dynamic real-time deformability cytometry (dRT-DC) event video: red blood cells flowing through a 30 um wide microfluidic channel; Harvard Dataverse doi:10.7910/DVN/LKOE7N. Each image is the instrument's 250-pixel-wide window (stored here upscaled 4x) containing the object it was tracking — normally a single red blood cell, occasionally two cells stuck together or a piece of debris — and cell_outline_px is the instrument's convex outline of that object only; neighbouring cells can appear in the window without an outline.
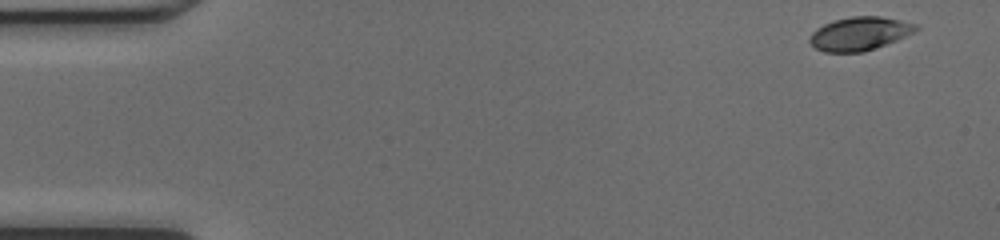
{"species": "common noctule bat (a hibernating species)", "species_latin": "Nyctalus noctula", "temperature_condition": "cold", "stored_images_in_passage": 22, "camera_frame_rate_fps": 3000, "um_per_image_px": 0.085, "animal": {"sex": "female", "body_mass_g": 17.0, "forearm_length_mm": 48.0}, "frame": {"image": 1, "passage_image": 1, "time_ms": 0.0, "image_size_px": [1000, 240], "cell_outline_px": [[920, 28], [896, 40], [864, 52], [824, 52], [816, 48], [808, 40], [808, 36], [816, 28], [824, 24], [836, 20], [852, 16], [880, 16], [900, 20], [916, 24]], "centroid_in_image_um": [73.03, 2.86], "position_along_channel_um": 12.0, "area_um2": 20.52}}
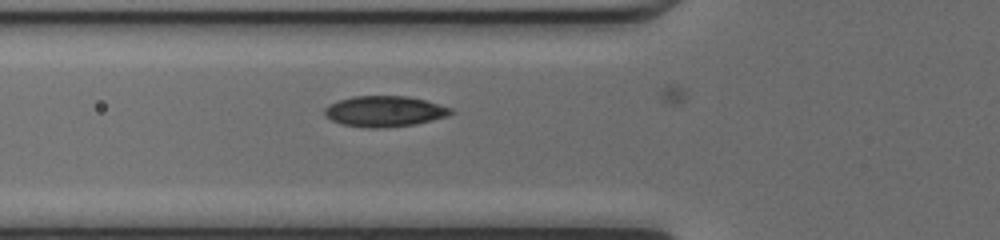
{"frame": {"image": 2, "passage_image": 16, "time_ms": 5.0, "image_size_px": [1000, 240], "cell_outline_px": [[456, 112], [448, 116], [432, 120], [412, 124], [384, 128], [368, 128], [340, 124], [324, 116], [324, 108], [328, 104], [352, 96], [408, 96], [424, 100], [452, 108]], "centroid_in_image_um": [32.67, 9.46], "position_along_channel_um": 93.1, "area_um2": 22.72}}
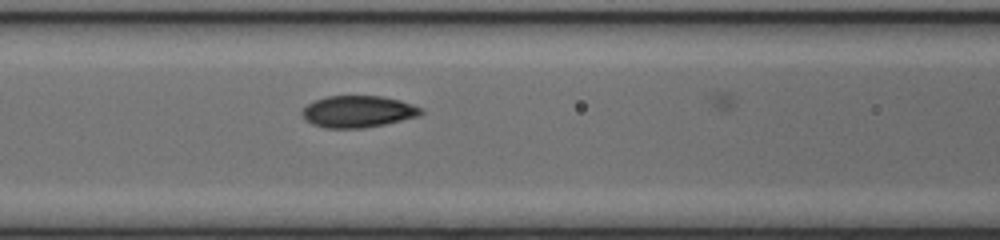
{"frame": {"image": 3, "passage_image": 19, "time_ms": 6.0, "image_size_px": [1000, 240], "cell_outline_px": [[424, 112], [416, 116], [384, 124], [364, 128], [324, 128], [312, 124], [304, 120], [300, 112], [308, 104], [316, 100], [328, 96], [380, 96], [400, 100], [424, 108]], "centroid_in_image_um": [30.4, 9.48], "position_along_channel_um": 136.2, "area_um2": 21.96}}